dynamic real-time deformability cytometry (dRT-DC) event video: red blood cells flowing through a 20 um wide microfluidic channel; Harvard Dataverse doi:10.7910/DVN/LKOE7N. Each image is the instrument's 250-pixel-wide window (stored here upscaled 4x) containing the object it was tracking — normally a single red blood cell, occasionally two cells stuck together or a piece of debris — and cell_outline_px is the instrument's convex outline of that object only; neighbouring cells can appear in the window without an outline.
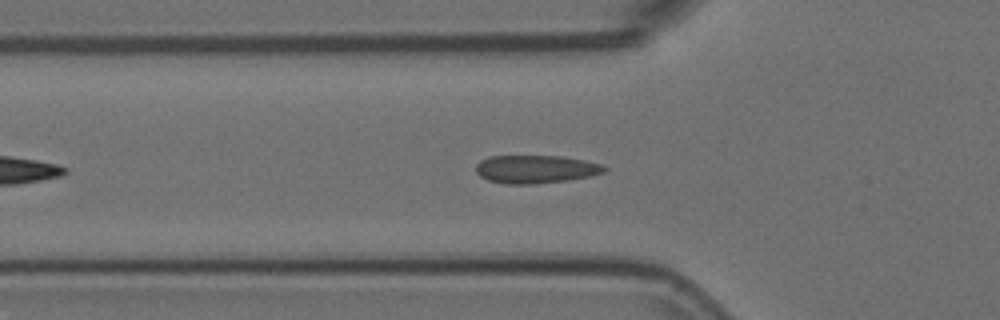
{"species": "Egyptian fruit bat (a non-hibernating species)", "species_latin": "Rousettus aegyptiacus", "temperature_condition": "room temperature", "stored_images_in_passage": 30, "camera_frame_rate_fps": 3000, "um_per_image_px": 0.085, "animal": {"sex": "female"}, "frame": {"image": 1, "passage_image": 9, "time_ms": 2.667, "image_size_px": [1000, 320], "cell_outline_px": [[608, 168], [604, 172], [592, 176], [568, 180], [532, 184], [504, 184], [488, 180], [480, 176], [476, 172], [476, 164], [480, 160], [488, 156], [560, 156], [584, 160], [604, 164]], "centroid_in_image_um": [45.54, 14.38], "position_along_channel_um": 80.3, "area_um2": 21.21}}
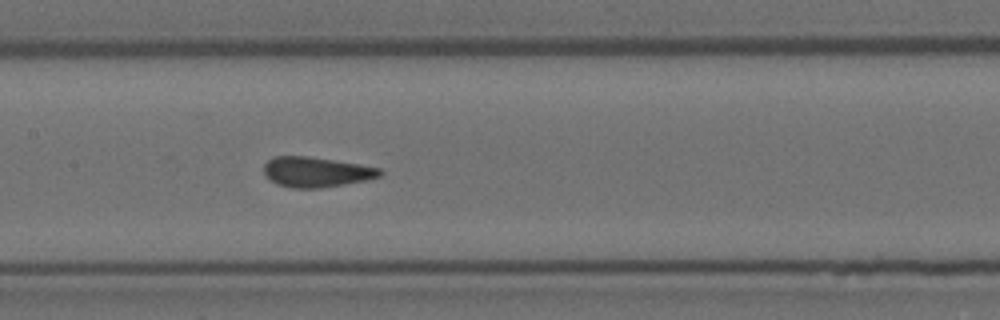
{"frame": {"image": 2, "passage_image": 17, "time_ms": 5.333, "image_size_px": [1000, 320], "cell_outline_px": [[384, 172], [380, 176], [364, 180], [344, 184], [320, 188], [292, 188], [276, 184], [264, 172], [264, 164], [272, 156], [308, 156], [380, 168]], "centroid_in_image_um": [26.85, 14.62], "position_along_channel_um": 180.5, "area_um2": 20.11}}
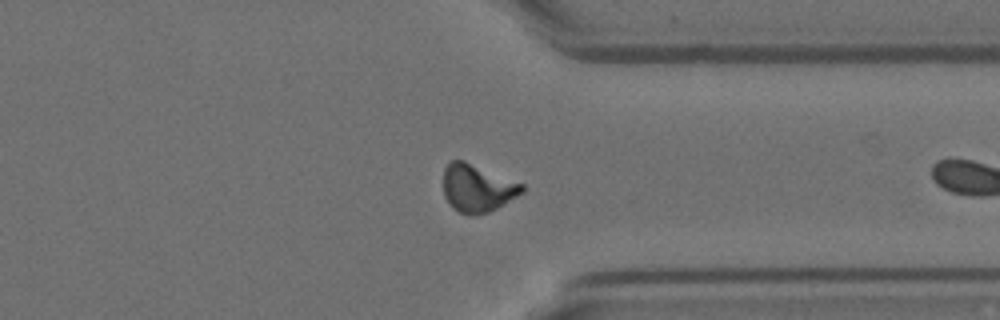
{"frame": {"image": 3, "passage_image": 29, "time_ms": 9.333, "image_size_px": [1000, 320], "cell_outline_px": [[524, 192], [496, 208], [488, 212], [472, 216], [468, 216], [452, 208], [448, 204], [444, 196], [444, 168], [452, 160], [464, 160], [524, 184]], "centroid_in_image_um": [40.56, 16.0], "position_along_channel_um": 370.8, "area_um2": 21.91}}